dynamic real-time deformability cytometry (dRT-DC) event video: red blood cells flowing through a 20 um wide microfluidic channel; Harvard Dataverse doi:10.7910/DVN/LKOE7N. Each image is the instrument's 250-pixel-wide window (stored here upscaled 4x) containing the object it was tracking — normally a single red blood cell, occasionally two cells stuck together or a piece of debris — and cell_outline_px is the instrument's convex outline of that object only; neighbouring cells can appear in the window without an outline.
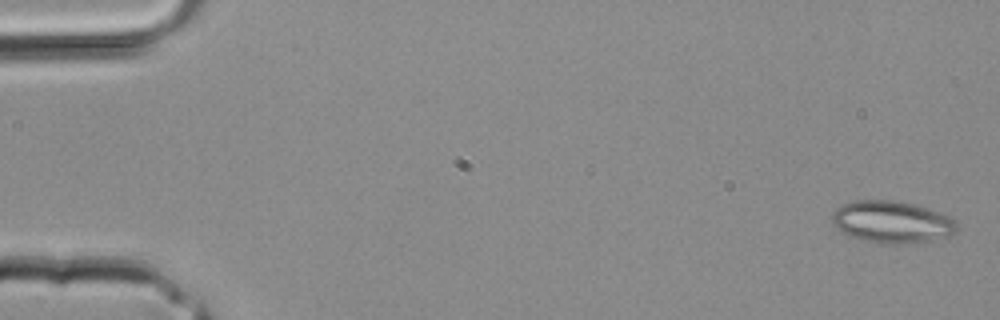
{"species": "common noctule bat (a hibernating species)", "species_latin": "Nyctalus noctula", "temperature_condition": "room temperature", "stored_images_in_passage": 4, "camera_frame_rate_fps": 3000, "um_per_image_px": 0.085, "animal": {"sex": "male", "body_mass_g": 20.4}, "frame": {"image": 1, "passage_image": 1, "time_ms": 0.0, "image_size_px": [1000, 320], "cell_outline_px": [[956, 232], [948, 236], [932, 240], [904, 244], [876, 244], [848, 236], [840, 232], [832, 224], [832, 212], [836, 208], [844, 204], [856, 200], [892, 200], [912, 204], [948, 216], [956, 224]], "centroid_in_image_um": [75.73, 18.89], "position_along_channel_um": 9.3, "area_um2": 30.58}}
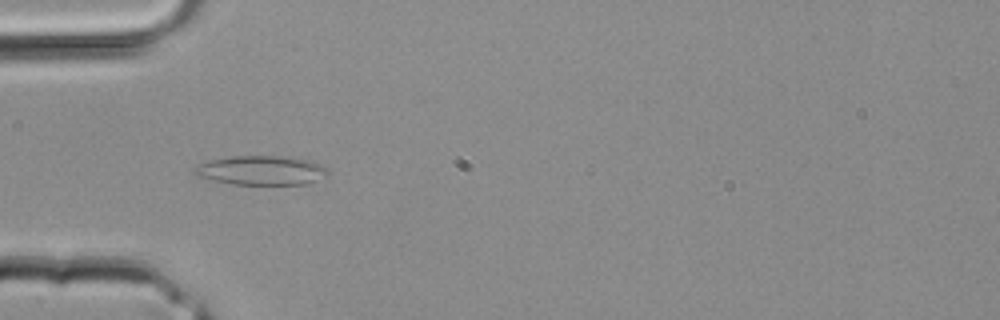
{"frame": {"image": 2, "passage_image": 4, "time_ms": 1.0, "image_size_px": [1000, 320], "cell_outline_px": [[328, 176], [304, 184], [232, 184], [212, 180], [196, 176], [192, 172], [192, 168], [200, 164], [212, 160], [232, 156], [280, 156], [312, 160], [324, 164], [328, 168]], "centroid_in_image_um": [22.24, 14.48], "position_along_channel_um": 62.8, "area_um2": 22.89}}